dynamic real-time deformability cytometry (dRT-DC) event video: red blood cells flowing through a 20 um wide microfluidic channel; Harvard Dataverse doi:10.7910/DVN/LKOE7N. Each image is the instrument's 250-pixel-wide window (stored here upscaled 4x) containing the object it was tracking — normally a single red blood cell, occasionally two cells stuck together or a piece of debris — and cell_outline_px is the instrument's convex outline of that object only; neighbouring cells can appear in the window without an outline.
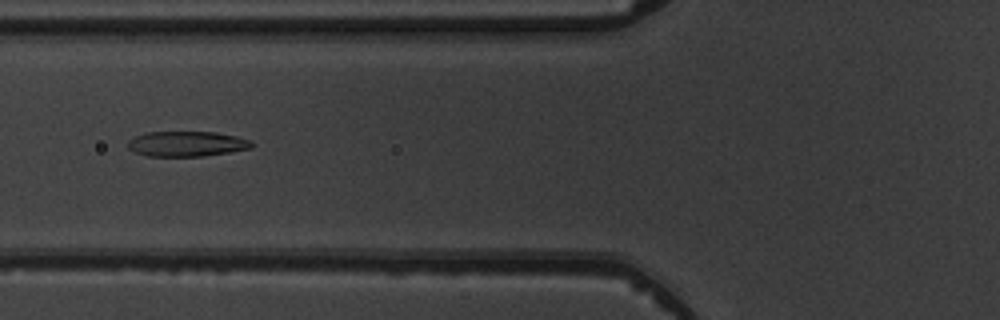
{"species": "common noctule bat (a hibernating species)", "species_latin": "Nyctalus noctula", "temperature_condition": "warm", "stored_images_in_passage": 9, "camera_frame_rate_fps": 3000, "um_per_image_px": 0.085, "animal": {"sex": "male", "body_mass_g": 19.5, "forearm_length_mm": 54.6}, "frame": {"image": 1, "passage_image": 6, "time_ms": 6.667, "image_size_px": [1000, 320], "cell_outline_px": [[252, 148], [228, 152], [200, 156], [148, 156], [136, 152], [128, 148], [128, 140], [136, 136], [148, 132], [216, 132], [236, 136], [252, 140]], "centroid_in_image_um": [15.88, 12.22], "position_along_channel_um": 109.9, "area_um2": 18.03}}
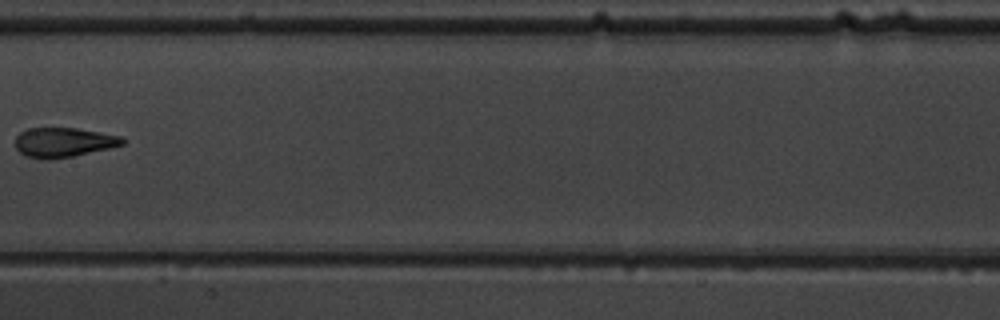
{"frame": {"image": 2, "passage_image": 8, "time_ms": 9.0, "image_size_px": [1000, 320], "cell_outline_px": [[124, 144], [108, 148], [72, 156], [48, 160], [44, 160], [24, 156], [16, 148], [16, 136], [20, 132], [28, 128], [76, 128], [120, 136], [124, 140]], "centroid_in_image_um": [5.34, 12.1], "position_along_channel_um": 202.1, "area_um2": 18.32}}
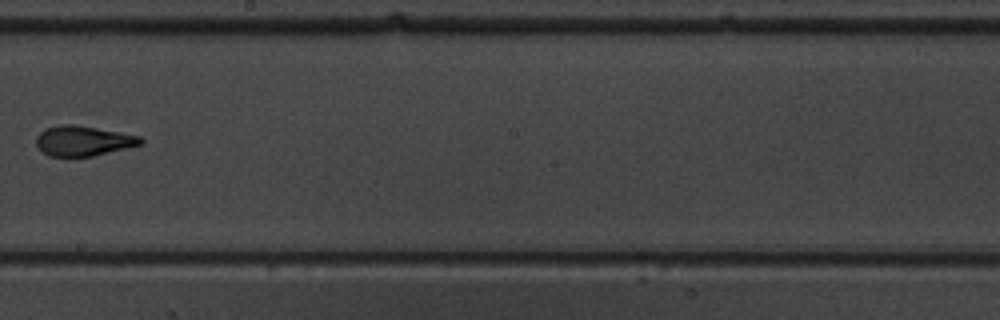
{"frame": {"image": 3, "passage_image": 9, "time_ms": 10.0, "image_size_px": [1000, 320], "cell_outline_px": [[144, 144], [92, 156], [48, 156], [40, 152], [36, 144], [36, 136], [44, 128], [60, 124], [72, 124], [96, 128], [140, 136], [144, 140]], "centroid_in_image_um": [7.03, 11.97], "position_along_channel_um": 241.2, "area_um2": 18.38}}